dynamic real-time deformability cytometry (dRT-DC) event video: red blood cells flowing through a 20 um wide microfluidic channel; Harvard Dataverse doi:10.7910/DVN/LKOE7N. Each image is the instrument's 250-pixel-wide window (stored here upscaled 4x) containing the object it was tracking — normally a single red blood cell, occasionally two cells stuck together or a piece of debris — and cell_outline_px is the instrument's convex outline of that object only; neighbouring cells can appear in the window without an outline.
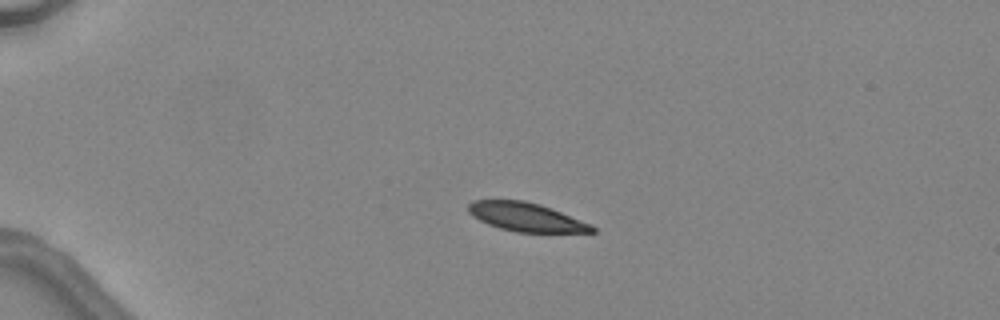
{"species": "common noctule bat (a hibernating species)", "species_latin": "Nyctalus noctula", "temperature_condition": "warm", "stored_images_in_passage": 4, "camera_frame_rate_fps": 3000, "um_per_image_px": 0.085, "animal": {"sex": "female", "body_mass_g": 24.6, "forearm_length_mm": 56.2}, "frame": {"image": 1, "passage_image": 3, "time_ms": 2.333, "image_size_px": [1000, 320], "cell_outline_px": [[596, 232], [516, 232], [500, 228], [488, 224], [472, 216], [468, 212], [468, 204], [472, 200], [524, 200], [540, 204], [592, 224], [596, 228]], "centroid_in_image_um": [44.71, 18.44], "position_along_channel_um": 40.3, "area_um2": 20.63}}
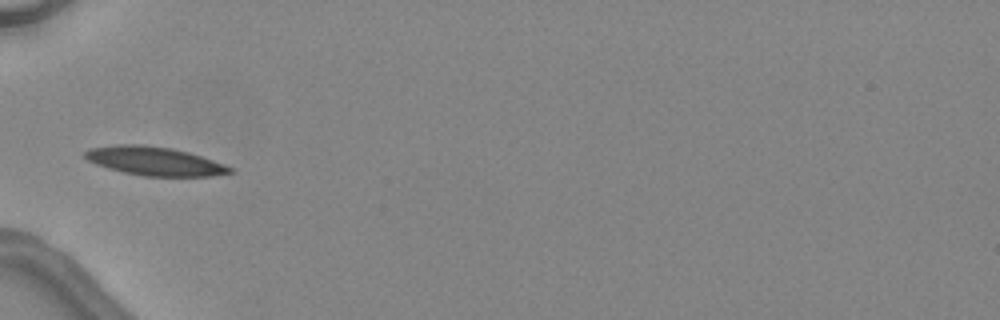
{"frame": {"image": 2, "passage_image": 4, "time_ms": 4.333, "image_size_px": [1000, 320], "cell_outline_px": [[236, 172], [212, 176], [144, 176], [124, 172], [108, 168], [96, 164], [88, 160], [84, 156], [84, 152], [92, 148], [120, 144], [144, 144], [172, 148], [188, 152], [224, 164], [232, 168]], "centroid_in_image_um": [13.16, 13.69], "position_along_channel_um": 71.8, "area_um2": 24.1}}